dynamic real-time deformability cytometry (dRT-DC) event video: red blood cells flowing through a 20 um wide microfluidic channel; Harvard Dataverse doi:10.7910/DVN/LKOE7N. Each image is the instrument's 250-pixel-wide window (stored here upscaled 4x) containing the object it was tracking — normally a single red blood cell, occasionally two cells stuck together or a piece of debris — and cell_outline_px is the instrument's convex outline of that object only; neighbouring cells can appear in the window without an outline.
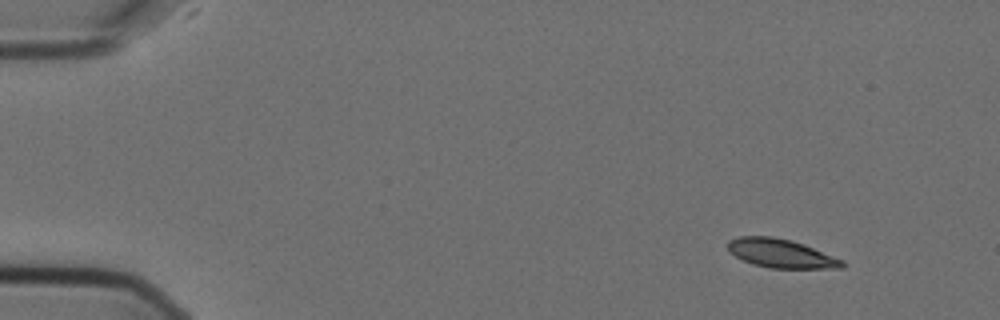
{"species": "Egyptian fruit bat (a non-hibernating species)", "species_latin": "Rousettus aegyptiacus", "temperature_condition": "cold", "stored_images_in_passage": 7, "camera_frame_rate_fps": 3000, "um_per_image_px": 0.085, "animal": {"sex": "female"}, "frame": {"image": 1, "passage_image": 1, "time_ms": 0.0, "image_size_px": [1000, 320], "cell_outline_px": [[848, 264], [844, 268], [772, 268], [752, 264], [736, 256], [728, 248], [728, 240], [740, 236], [772, 236], [792, 240], [804, 244], [844, 260]], "centroid_in_image_um": [66.44, 21.54], "position_along_channel_um": 18.6, "area_um2": 19.19}}
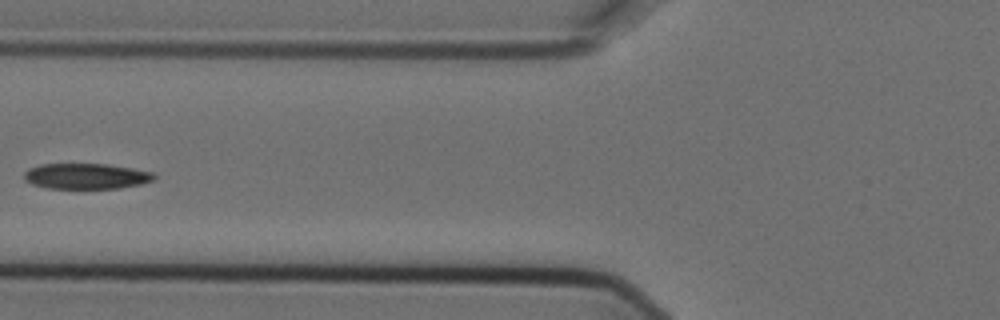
{"frame": {"image": 2, "passage_image": 6, "time_ms": 1.667, "image_size_px": [1000, 320], "cell_outline_px": [[156, 176], [152, 180], [140, 184], [120, 188], [48, 188], [32, 184], [24, 180], [24, 172], [28, 168], [40, 164], [108, 164], [132, 168], [152, 172]], "centroid_in_image_um": [7.29, 14.97], "position_along_channel_um": 118.5, "area_um2": 19.36}}
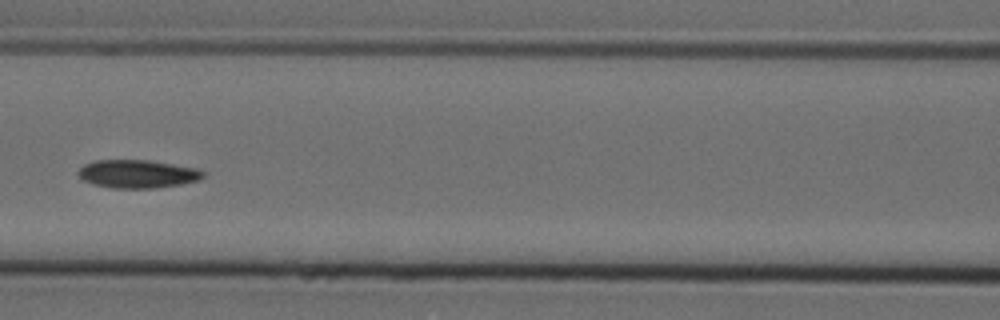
{"frame": {"image": 3, "passage_image": 7, "time_ms": 2.0, "image_size_px": [1000, 320], "cell_outline_px": [[204, 176], [200, 180], [180, 184], [152, 188], [112, 188], [92, 184], [84, 180], [76, 172], [84, 164], [92, 160], [148, 160], [196, 168], [204, 172]], "centroid_in_image_um": [11.66, 14.78], "position_along_channel_um": 154.9, "area_um2": 20.46}}